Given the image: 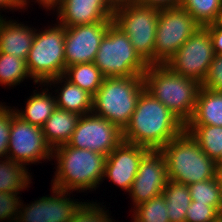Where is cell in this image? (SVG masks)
I'll list each match as a JSON object with an SVG mask.
<instances>
[{
	"mask_svg": "<svg viewBox=\"0 0 222 222\" xmlns=\"http://www.w3.org/2000/svg\"><path fill=\"white\" fill-rule=\"evenodd\" d=\"M184 129L185 125L144 89L122 137L124 142L160 150Z\"/></svg>",
	"mask_w": 222,
	"mask_h": 222,
	"instance_id": "6da1fadb",
	"label": "cell"
},
{
	"mask_svg": "<svg viewBox=\"0 0 222 222\" xmlns=\"http://www.w3.org/2000/svg\"><path fill=\"white\" fill-rule=\"evenodd\" d=\"M52 159L57 160V169L52 187L71 190H96L104 177L106 156L87 149H77L68 143L53 149ZM55 155V156H54Z\"/></svg>",
	"mask_w": 222,
	"mask_h": 222,
	"instance_id": "7a4b0ae2",
	"label": "cell"
},
{
	"mask_svg": "<svg viewBox=\"0 0 222 222\" xmlns=\"http://www.w3.org/2000/svg\"><path fill=\"white\" fill-rule=\"evenodd\" d=\"M143 81L145 90L186 125L195 110L201 84L172 71L166 65H149Z\"/></svg>",
	"mask_w": 222,
	"mask_h": 222,
	"instance_id": "3957f363",
	"label": "cell"
},
{
	"mask_svg": "<svg viewBox=\"0 0 222 222\" xmlns=\"http://www.w3.org/2000/svg\"><path fill=\"white\" fill-rule=\"evenodd\" d=\"M166 160L168 178L190 185L217 177L215 160L209 158L185 129L160 149Z\"/></svg>",
	"mask_w": 222,
	"mask_h": 222,
	"instance_id": "277c9868",
	"label": "cell"
},
{
	"mask_svg": "<svg viewBox=\"0 0 222 222\" xmlns=\"http://www.w3.org/2000/svg\"><path fill=\"white\" fill-rule=\"evenodd\" d=\"M144 89L143 75L105 77L93 96L92 113L123 130L129 123Z\"/></svg>",
	"mask_w": 222,
	"mask_h": 222,
	"instance_id": "5b68a950",
	"label": "cell"
},
{
	"mask_svg": "<svg viewBox=\"0 0 222 222\" xmlns=\"http://www.w3.org/2000/svg\"><path fill=\"white\" fill-rule=\"evenodd\" d=\"M93 63L104 77L144 75L149 66L136 52L128 36L114 23L102 38Z\"/></svg>",
	"mask_w": 222,
	"mask_h": 222,
	"instance_id": "8992f818",
	"label": "cell"
},
{
	"mask_svg": "<svg viewBox=\"0 0 222 222\" xmlns=\"http://www.w3.org/2000/svg\"><path fill=\"white\" fill-rule=\"evenodd\" d=\"M65 27L56 24L44 31H35L26 63L34 83H46L65 72Z\"/></svg>",
	"mask_w": 222,
	"mask_h": 222,
	"instance_id": "52a82bcc",
	"label": "cell"
},
{
	"mask_svg": "<svg viewBox=\"0 0 222 222\" xmlns=\"http://www.w3.org/2000/svg\"><path fill=\"white\" fill-rule=\"evenodd\" d=\"M158 17L159 8L139 3L118 6L113 13V23L128 36L148 65H153Z\"/></svg>",
	"mask_w": 222,
	"mask_h": 222,
	"instance_id": "ba28073f",
	"label": "cell"
},
{
	"mask_svg": "<svg viewBox=\"0 0 222 222\" xmlns=\"http://www.w3.org/2000/svg\"><path fill=\"white\" fill-rule=\"evenodd\" d=\"M199 27L201 26L180 6L159 9L153 65H166Z\"/></svg>",
	"mask_w": 222,
	"mask_h": 222,
	"instance_id": "9c48e42d",
	"label": "cell"
},
{
	"mask_svg": "<svg viewBox=\"0 0 222 222\" xmlns=\"http://www.w3.org/2000/svg\"><path fill=\"white\" fill-rule=\"evenodd\" d=\"M212 39L205 27H199L166 63L172 71L203 83L214 59Z\"/></svg>",
	"mask_w": 222,
	"mask_h": 222,
	"instance_id": "30bf717a",
	"label": "cell"
},
{
	"mask_svg": "<svg viewBox=\"0 0 222 222\" xmlns=\"http://www.w3.org/2000/svg\"><path fill=\"white\" fill-rule=\"evenodd\" d=\"M123 141L122 130L93 113L81 115L68 144L107 156Z\"/></svg>",
	"mask_w": 222,
	"mask_h": 222,
	"instance_id": "8fae6325",
	"label": "cell"
},
{
	"mask_svg": "<svg viewBox=\"0 0 222 222\" xmlns=\"http://www.w3.org/2000/svg\"><path fill=\"white\" fill-rule=\"evenodd\" d=\"M52 153L42 128L25 122L17 115L12 118L7 157L26 167L42 159L51 160Z\"/></svg>",
	"mask_w": 222,
	"mask_h": 222,
	"instance_id": "7c38bea8",
	"label": "cell"
},
{
	"mask_svg": "<svg viewBox=\"0 0 222 222\" xmlns=\"http://www.w3.org/2000/svg\"><path fill=\"white\" fill-rule=\"evenodd\" d=\"M169 178L166 160L160 150H149L140 162L129 195L134 207L161 195Z\"/></svg>",
	"mask_w": 222,
	"mask_h": 222,
	"instance_id": "4fadbf2b",
	"label": "cell"
},
{
	"mask_svg": "<svg viewBox=\"0 0 222 222\" xmlns=\"http://www.w3.org/2000/svg\"><path fill=\"white\" fill-rule=\"evenodd\" d=\"M113 22L65 27V69L68 66L94 61L100 43Z\"/></svg>",
	"mask_w": 222,
	"mask_h": 222,
	"instance_id": "5bb4252c",
	"label": "cell"
},
{
	"mask_svg": "<svg viewBox=\"0 0 222 222\" xmlns=\"http://www.w3.org/2000/svg\"><path fill=\"white\" fill-rule=\"evenodd\" d=\"M51 189L53 196H43L25 207L21 204L15 222H70L84 203L72 200L66 191L54 187Z\"/></svg>",
	"mask_w": 222,
	"mask_h": 222,
	"instance_id": "9a60e30c",
	"label": "cell"
},
{
	"mask_svg": "<svg viewBox=\"0 0 222 222\" xmlns=\"http://www.w3.org/2000/svg\"><path fill=\"white\" fill-rule=\"evenodd\" d=\"M55 7L58 23L64 27L113 22L114 7L108 0H57L49 10Z\"/></svg>",
	"mask_w": 222,
	"mask_h": 222,
	"instance_id": "2e32d148",
	"label": "cell"
},
{
	"mask_svg": "<svg viewBox=\"0 0 222 222\" xmlns=\"http://www.w3.org/2000/svg\"><path fill=\"white\" fill-rule=\"evenodd\" d=\"M150 149L122 141L105 160L104 177L129 192L143 156Z\"/></svg>",
	"mask_w": 222,
	"mask_h": 222,
	"instance_id": "e0dca14e",
	"label": "cell"
},
{
	"mask_svg": "<svg viewBox=\"0 0 222 222\" xmlns=\"http://www.w3.org/2000/svg\"><path fill=\"white\" fill-rule=\"evenodd\" d=\"M35 31L16 21L0 18V53L15 55L26 61Z\"/></svg>",
	"mask_w": 222,
	"mask_h": 222,
	"instance_id": "ac0fdd59",
	"label": "cell"
},
{
	"mask_svg": "<svg viewBox=\"0 0 222 222\" xmlns=\"http://www.w3.org/2000/svg\"><path fill=\"white\" fill-rule=\"evenodd\" d=\"M64 82V83H63ZM48 83V84H47ZM52 83H63L64 86L59 89L60 93L55 96L56 107L69 112L77 113L79 115H86L92 113L93 108V96L88 92L81 89L79 86L71 83L63 75L52 78L47 81L44 86Z\"/></svg>",
	"mask_w": 222,
	"mask_h": 222,
	"instance_id": "d6986e66",
	"label": "cell"
},
{
	"mask_svg": "<svg viewBox=\"0 0 222 222\" xmlns=\"http://www.w3.org/2000/svg\"><path fill=\"white\" fill-rule=\"evenodd\" d=\"M81 115L56 108L42 127L46 142L52 149L67 144Z\"/></svg>",
	"mask_w": 222,
	"mask_h": 222,
	"instance_id": "ffe728a7",
	"label": "cell"
},
{
	"mask_svg": "<svg viewBox=\"0 0 222 222\" xmlns=\"http://www.w3.org/2000/svg\"><path fill=\"white\" fill-rule=\"evenodd\" d=\"M186 125L222 126V92L201 87L195 110Z\"/></svg>",
	"mask_w": 222,
	"mask_h": 222,
	"instance_id": "44dd1931",
	"label": "cell"
},
{
	"mask_svg": "<svg viewBox=\"0 0 222 222\" xmlns=\"http://www.w3.org/2000/svg\"><path fill=\"white\" fill-rule=\"evenodd\" d=\"M45 89L41 93L35 92L33 96L29 97L24 111L19 109L16 111L15 109L16 115L22 120L40 128L57 108L55 96L51 97L48 89Z\"/></svg>",
	"mask_w": 222,
	"mask_h": 222,
	"instance_id": "7402d4cb",
	"label": "cell"
},
{
	"mask_svg": "<svg viewBox=\"0 0 222 222\" xmlns=\"http://www.w3.org/2000/svg\"><path fill=\"white\" fill-rule=\"evenodd\" d=\"M162 195L166 200L169 222H185L192 201L189 186L169 179Z\"/></svg>",
	"mask_w": 222,
	"mask_h": 222,
	"instance_id": "603a6c76",
	"label": "cell"
},
{
	"mask_svg": "<svg viewBox=\"0 0 222 222\" xmlns=\"http://www.w3.org/2000/svg\"><path fill=\"white\" fill-rule=\"evenodd\" d=\"M63 76L92 96L99 90L105 78L93 62L68 66Z\"/></svg>",
	"mask_w": 222,
	"mask_h": 222,
	"instance_id": "cb8c5ba5",
	"label": "cell"
},
{
	"mask_svg": "<svg viewBox=\"0 0 222 222\" xmlns=\"http://www.w3.org/2000/svg\"><path fill=\"white\" fill-rule=\"evenodd\" d=\"M185 130L197 141L202 151L217 161L222 155V126L185 125Z\"/></svg>",
	"mask_w": 222,
	"mask_h": 222,
	"instance_id": "d4e9b609",
	"label": "cell"
},
{
	"mask_svg": "<svg viewBox=\"0 0 222 222\" xmlns=\"http://www.w3.org/2000/svg\"><path fill=\"white\" fill-rule=\"evenodd\" d=\"M27 170L9 157L0 160V192L19 194L30 184L31 176Z\"/></svg>",
	"mask_w": 222,
	"mask_h": 222,
	"instance_id": "484cf974",
	"label": "cell"
},
{
	"mask_svg": "<svg viewBox=\"0 0 222 222\" xmlns=\"http://www.w3.org/2000/svg\"><path fill=\"white\" fill-rule=\"evenodd\" d=\"M27 77L31 75L24 59L0 53V84L16 86Z\"/></svg>",
	"mask_w": 222,
	"mask_h": 222,
	"instance_id": "4316f807",
	"label": "cell"
},
{
	"mask_svg": "<svg viewBox=\"0 0 222 222\" xmlns=\"http://www.w3.org/2000/svg\"><path fill=\"white\" fill-rule=\"evenodd\" d=\"M201 26L212 24L221 9L222 0H182L180 5Z\"/></svg>",
	"mask_w": 222,
	"mask_h": 222,
	"instance_id": "83f0119b",
	"label": "cell"
},
{
	"mask_svg": "<svg viewBox=\"0 0 222 222\" xmlns=\"http://www.w3.org/2000/svg\"><path fill=\"white\" fill-rule=\"evenodd\" d=\"M134 208L133 222H169L166 200L162 194Z\"/></svg>",
	"mask_w": 222,
	"mask_h": 222,
	"instance_id": "f1b7e54d",
	"label": "cell"
},
{
	"mask_svg": "<svg viewBox=\"0 0 222 222\" xmlns=\"http://www.w3.org/2000/svg\"><path fill=\"white\" fill-rule=\"evenodd\" d=\"M189 186V192L192 201L202 204H209L219 211L220 207V185L219 174L209 180L192 183Z\"/></svg>",
	"mask_w": 222,
	"mask_h": 222,
	"instance_id": "f546056e",
	"label": "cell"
},
{
	"mask_svg": "<svg viewBox=\"0 0 222 222\" xmlns=\"http://www.w3.org/2000/svg\"><path fill=\"white\" fill-rule=\"evenodd\" d=\"M219 211L209 205L202 204L196 201H191V204L186 212L185 222H219Z\"/></svg>",
	"mask_w": 222,
	"mask_h": 222,
	"instance_id": "4dcf8cb0",
	"label": "cell"
},
{
	"mask_svg": "<svg viewBox=\"0 0 222 222\" xmlns=\"http://www.w3.org/2000/svg\"><path fill=\"white\" fill-rule=\"evenodd\" d=\"M84 202L78 211L71 218L70 222H112L107 211H104L96 202L93 204Z\"/></svg>",
	"mask_w": 222,
	"mask_h": 222,
	"instance_id": "1f68e13d",
	"label": "cell"
},
{
	"mask_svg": "<svg viewBox=\"0 0 222 222\" xmlns=\"http://www.w3.org/2000/svg\"><path fill=\"white\" fill-rule=\"evenodd\" d=\"M15 115V109L0 104V157L2 158L7 157L11 121Z\"/></svg>",
	"mask_w": 222,
	"mask_h": 222,
	"instance_id": "d6a6232c",
	"label": "cell"
},
{
	"mask_svg": "<svg viewBox=\"0 0 222 222\" xmlns=\"http://www.w3.org/2000/svg\"><path fill=\"white\" fill-rule=\"evenodd\" d=\"M16 193L0 192V220L16 221L21 203Z\"/></svg>",
	"mask_w": 222,
	"mask_h": 222,
	"instance_id": "836d02e7",
	"label": "cell"
},
{
	"mask_svg": "<svg viewBox=\"0 0 222 222\" xmlns=\"http://www.w3.org/2000/svg\"><path fill=\"white\" fill-rule=\"evenodd\" d=\"M201 87L211 91L222 92V54L214 56Z\"/></svg>",
	"mask_w": 222,
	"mask_h": 222,
	"instance_id": "e575fe53",
	"label": "cell"
},
{
	"mask_svg": "<svg viewBox=\"0 0 222 222\" xmlns=\"http://www.w3.org/2000/svg\"><path fill=\"white\" fill-rule=\"evenodd\" d=\"M204 27L209 31L211 36L214 54H222V28L215 26L213 23Z\"/></svg>",
	"mask_w": 222,
	"mask_h": 222,
	"instance_id": "d590c367",
	"label": "cell"
},
{
	"mask_svg": "<svg viewBox=\"0 0 222 222\" xmlns=\"http://www.w3.org/2000/svg\"><path fill=\"white\" fill-rule=\"evenodd\" d=\"M181 1L182 0H140L139 4L161 9L168 7H177L180 5Z\"/></svg>",
	"mask_w": 222,
	"mask_h": 222,
	"instance_id": "8d00e7d4",
	"label": "cell"
},
{
	"mask_svg": "<svg viewBox=\"0 0 222 222\" xmlns=\"http://www.w3.org/2000/svg\"><path fill=\"white\" fill-rule=\"evenodd\" d=\"M28 5L26 1L24 0H0V8H7V9H22L25 8V6ZM0 18L2 16L0 15Z\"/></svg>",
	"mask_w": 222,
	"mask_h": 222,
	"instance_id": "74e56055",
	"label": "cell"
},
{
	"mask_svg": "<svg viewBox=\"0 0 222 222\" xmlns=\"http://www.w3.org/2000/svg\"><path fill=\"white\" fill-rule=\"evenodd\" d=\"M108 1L114 7V9L118 6L140 2V0H108Z\"/></svg>",
	"mask_w": 222,
	"mask_h": 222,
	"instance_id": "f35d334b",
	"label": "cell"
},
{
	"mask_svg": "<svg viewBox=\"0 0 222 222\" xmlns=\"http://www.w3.org/2000/svg\"><path fill=\"white\" fill-rule=\"evenodd\" d=\"M213 24L215 26L222 28V6H221V9L218 11L217 17L215 21L213 22Z\"/></svg>",
	"mask_w": 222,
	"mask_h": 222,
	"instance_id": "ab89813d",
	"label": "cell"
},
{
	"mask_svg": "<svg viewBox=\"0 0 222 222\" xmlns=\"http://www.w3.org/2000/svg\"><path fill=\"white\" fill-rule=\"evenodd\" d=\"M219 185H220V207L219 213L222 215V172H219Z\"/></svg>",
	"mask_w": 222,
	"mask_h": 222,
	"instance_id": "60d3db41",
	"label": "cell"
},
{
	"mask_svg": "<svg viewBox=\"0 0 222 222\" xmlns=\"http://www.w3.org/2000/svg\"><path fill=\"white\" fill-rule=\"evenodd\" d=\"M57 0H44V7L46 8V9H49L50 8V6L54 3V2H56Z\"/></svg>",
	"mask_w": 222,
	"mask_h": 222,
	"instance_id": "b9f144b4",
	"label": "cell"
},
{
	"mask_svg": "<svg viewBox=\"0 0 222 222\" xmlns=\"http://www.w3.org/2000/svg\"><path fill=\"white\" fill-rule=\"evenodd\" d=\"M216 163H217V167H218L219 172H222V155H221V157L216 161Z\"/></svg>",
	"mask_w": 222,
	"mask_h": 222,
	"instance_id": "7bdbcfd3",
	"label": "cell"
},
{
	"mask_svg": "<svg viewBox=\"0 0 222 222\" xmlns=\"http://www.w3.org/2000/svg\"><path fill=\"white\" fill-rule=\"evenodd\" d=\"M24 1L28 3V0H24ZM36 1H38V3H40V5H42L44 8V0H36Z\"/></svg>",
	"mask_w": 222,
	"mask_h": 222,
	"instance_id": "ee69618b",
	"label": "cell"
}]
</instances>
